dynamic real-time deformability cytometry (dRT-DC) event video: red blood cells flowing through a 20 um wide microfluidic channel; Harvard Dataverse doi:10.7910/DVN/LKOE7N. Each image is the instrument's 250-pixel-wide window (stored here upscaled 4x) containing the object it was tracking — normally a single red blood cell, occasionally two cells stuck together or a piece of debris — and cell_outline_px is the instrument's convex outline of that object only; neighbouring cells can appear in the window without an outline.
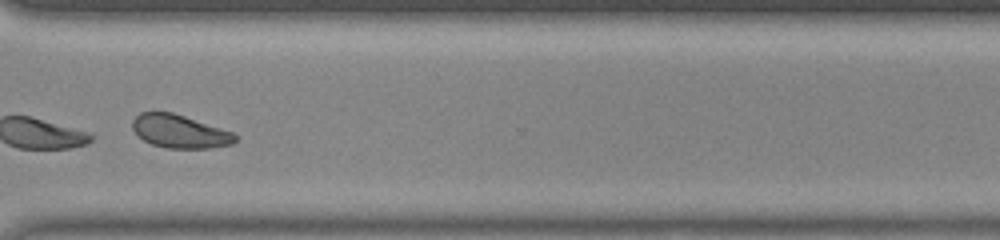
{"species": "common noctule bat (a hibernating species)", "species_latin": "Nyctalus noctula", "temperature_condition": "room temperature", "stored_images_in_passage": 43, "camera_frame_rate_fps": 3000, "um_per_image_px": 0.085, "animal": {"sex": "male", "body_mass_g": 20.0, "forearm_length_mm": 53.3}, "frame": {"image": 1, "passage_image": 31, "time_ms": 10.0, "image_size_px": [1000, 240], "cell_outline_px": [[236, 140], [232, 144], [208, 148], [168, 148], [152, 144], [136, 136], [132, 128], [132, 120], [140, 112], [172, 112], [232, 132], [236, 136]], "centroid_in_image_um": [15.22, 11.17], "position_along_channel_um": 355.4, "area_um2": 19.71}, "authors_computed_cell_mechanics": {"area_um2": 20.7502, "velocity_mm_per_s": 3.8361, "shape_relaxation_time_tau1_ms": 0.3368, "shape_relaxation_time_tau2_ms": 3.6612, "deformation_change_tau1": 0.2365, "deformation_change_tau2": 0.0814}}